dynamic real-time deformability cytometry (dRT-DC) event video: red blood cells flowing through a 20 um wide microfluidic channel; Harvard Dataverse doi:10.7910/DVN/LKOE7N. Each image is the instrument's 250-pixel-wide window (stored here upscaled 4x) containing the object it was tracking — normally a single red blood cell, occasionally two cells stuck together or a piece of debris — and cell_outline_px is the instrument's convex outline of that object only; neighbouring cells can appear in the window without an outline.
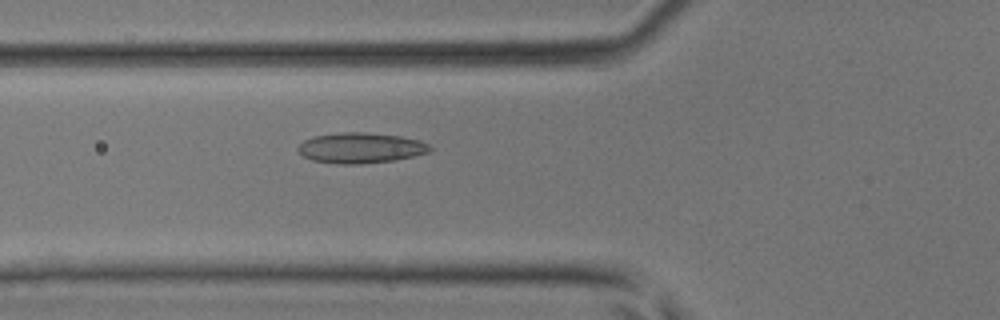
{"species": "common noctule bat (a hibernating species)", "species_latin": "Nyctalus noctula", "temperature_condition": "room temperature", "stored_images_in_passage": 44, "camera_frame_rate_fps": 3000, "um_per_image_px": 0.085, "animal": {"sex": "male", "body_mass_g": 17.9, "forearm_length_mm": 54.2}, "frame": {"image": 1, "passage_image": 17, "time_ms": 5.333, "image_size_px": [1000, 320], "cell_outline_px": [[432, 152], [396, 160], [360, 164], [336, 164], [312, 160], [304, 156], [296, 148], [304, 140], [312, 136], [340, 132], [364, 132], [400, 136], [420, 140], [428, 144], [432, 148]], "centroid_in_image_um": [30.67, 12.57], "position_along_channel_um": 95.1, "area_um2": 23.64}}
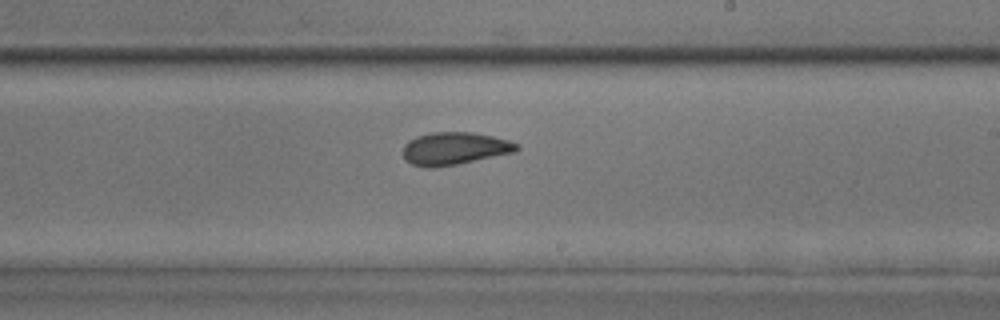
{"frame": {"image": 2, "passage_image": 27, "time_ms": 8.667, "image_size_px": [1000, 320], "cell_outline_px": [[520, 148], [516, 152], [436, 168], [428, 168], [412, 164], [404, 160], [404, 144], [408, 140], [416, 136], [432, 132], [472, 132], [492, 136], [508, 140], [520, 144]], "centroid_in_image_um": [38.63, 12.62], "position_along_channel_um": 250.4, "area_um2": 21.73}}
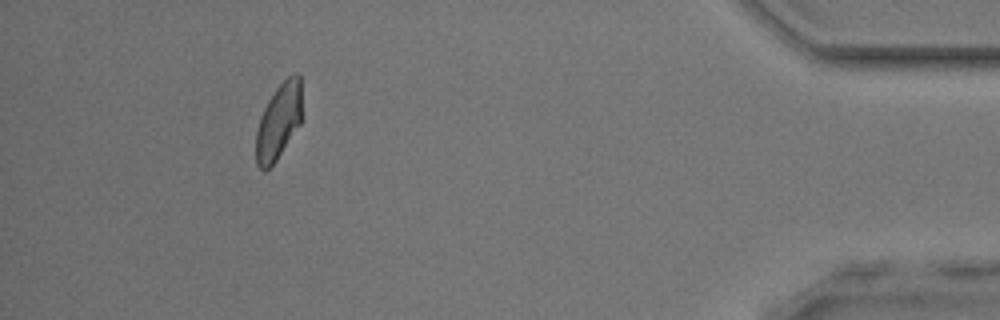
{"frame": {"image": 3, "passage_image": 41, "time_ms": 13.333, "image_size_px": [1000, 320], "cell_outline_px": [[300, 124], [276, 160], [264, 172], [256, 164], [256, 132], [260, 116], [268, 100], [276, 88], [288, 76], [296, 72], [300, 76]], "centroid_in_image_um": [23.66, 10.33], "position_along_channel_um": 411.5, "area_um2": 19.94}}